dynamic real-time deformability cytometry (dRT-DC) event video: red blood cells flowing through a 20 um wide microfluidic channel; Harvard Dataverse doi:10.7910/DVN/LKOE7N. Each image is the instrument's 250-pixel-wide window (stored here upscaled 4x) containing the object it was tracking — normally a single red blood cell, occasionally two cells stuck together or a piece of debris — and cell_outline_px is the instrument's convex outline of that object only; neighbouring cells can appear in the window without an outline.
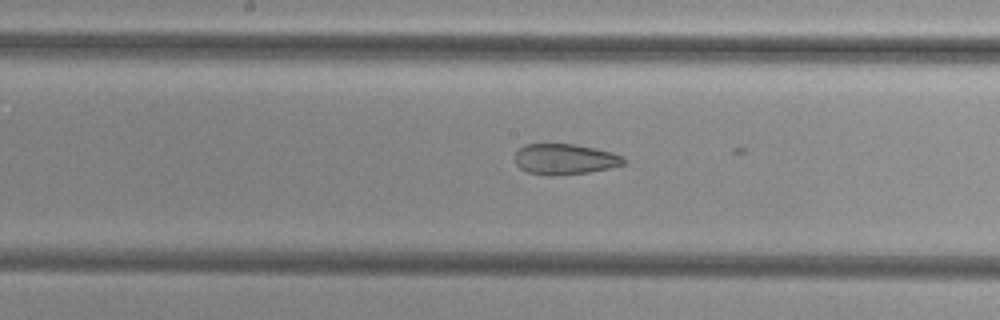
{"species": "common noctule bat (a hibernating species)", "species_latin": "Nyctalus noctula", "temperature_condition": "cold", "stored_images_in_passage": 27, "camera_frame_rate_fps": 3000, "um_per_image_px": 0.085, "animal": {"sex": "female", "body_mass_g": 29.2, "forearm_length_mm": 56.3}, "frame": {"image": 1, "passage_image": 26, "time_ms": 8.333, "image_size_px": [1000, 320], "cell_outline_px": [[628, 160], [624, 164], [612, 168], [588, 172], [552, 176], [528, 172], [520, 168], [516, 164], [516, 152], [524, 144], [572, 144], [596, 148], [612, 152], [624, 156]], "centroid_in_image_um": [48.06, 13.53], "position_along_channel_um": 200.1, "area_um2": 19.54}}